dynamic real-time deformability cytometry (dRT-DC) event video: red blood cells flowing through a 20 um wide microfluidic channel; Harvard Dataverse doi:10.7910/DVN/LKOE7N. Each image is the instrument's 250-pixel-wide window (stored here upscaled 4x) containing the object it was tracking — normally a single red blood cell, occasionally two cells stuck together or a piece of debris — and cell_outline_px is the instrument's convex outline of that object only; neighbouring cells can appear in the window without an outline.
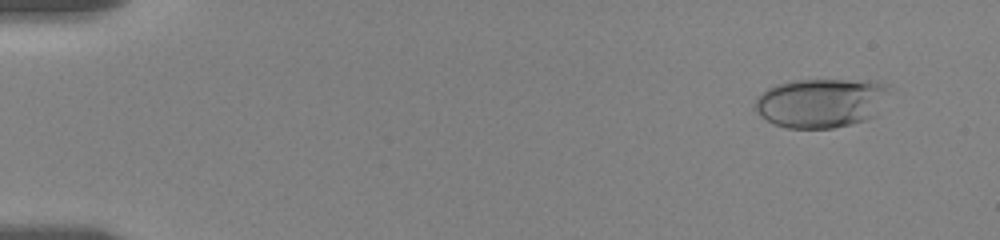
{"species": "human", "species_latin": "Homo sapiens", "temperature_condition": "room temperature", "stored_images_in_passage": 43, "camera_frame_rate_fps": 3000, "um_per_image_px": 0.085, "donor": {"sex": "female"}, "frame": {"image": 1, "passage_image": 4, "time_ms": 1.333, "image_size_px": [1000, 240], "cell_outline_px": [[888, 88], [872, 116], [864, 120], [852, 124], [832, 128], [788, 128], [772, 124], [760, 116], [756, 112], [752, 104], [768, 88], [776, 84], [792, 80], [868, 80], [888, 84]], "centroid_in_image_um": [69.68, 8.74], "position_along_channel_um": 15.3, "area_um2": 38.15}}
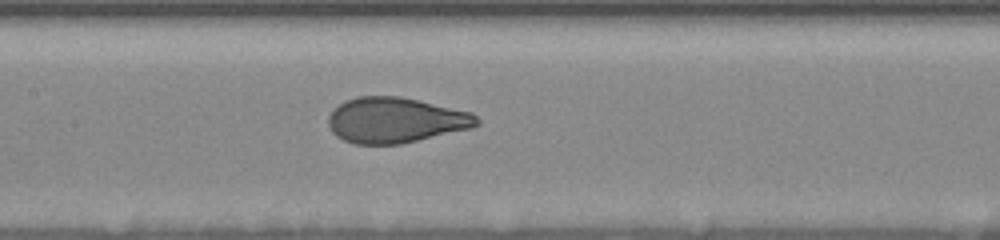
{"frame": {"image": 2, "passage_image": 22, "time_ms": 9.333, "image_size_px": [1000, 240], "cell_outline_px": [[480, 124], [472, 128], [400, 144], [352, 144], [336, 136], [332, 132], [328, 124], [328, 116], [332, 108], [344, 100], [356, 96], [400, 96], [472, 112], [480, 120]], "centroid_in_image_um": [33.59, 10.21], "position_along_channel_um": 173.8, "area_um2": 39.65}}
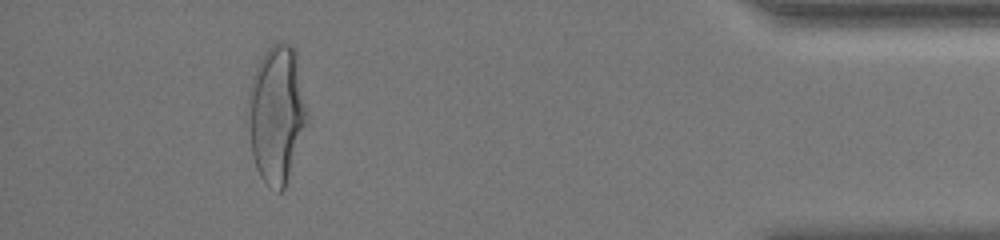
{"frame": {"image": 3, "passage_image": 40, "time_ms": 17.333, "image_size_px": [1000, 240], "cell_outline_px": [[308, 116], [284, 188], [280, 192], [276, 192], [260, 176], [256, 168], [252, 156], [244, 104], [252, 76], [264, 52], [272, 44], [280, 40], [292, 44], [296, 48], [308, 112]], "centroid_in_image_um": [23.46, 9.61], "position_along_channel_um": 411.7, "area_um2": 47.97}, "authors_computed_cell_mechanics": {"area_um2": 39.593, "velocity_mm_per_s": 3.5724, "shape_relaxation_time_tau1_ms": 4.4726, "shape_relaxation_time_tau2_ms": null, "deformation_change_tau1": 0.1872, "deformation_change_tau2": null}}